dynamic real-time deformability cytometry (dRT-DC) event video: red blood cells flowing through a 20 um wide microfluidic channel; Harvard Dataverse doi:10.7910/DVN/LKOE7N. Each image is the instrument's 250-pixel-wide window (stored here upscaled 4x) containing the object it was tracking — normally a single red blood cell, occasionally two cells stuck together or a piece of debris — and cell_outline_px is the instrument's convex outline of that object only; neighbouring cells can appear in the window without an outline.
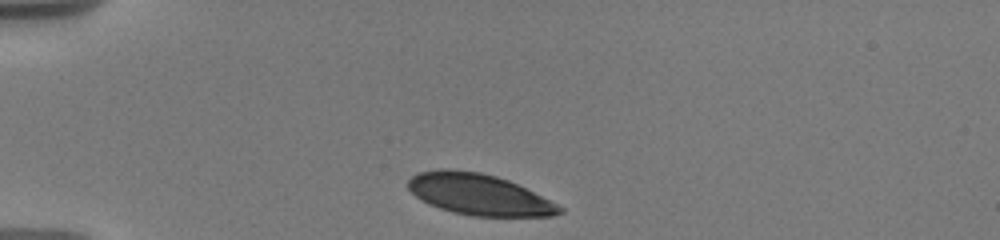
{"species": "human", "species_latin": "Homo sapiens", "temperature_condition": "warm", "stored_images_in_passage": 4, "camera_frame_rate_fps": 3000, "um_per_image_px": 0.085, "donor": {"sex": "male"}, "frame": {"image": 1, "passage_image": 1, "time_ms": 0.0, "image_size_px": [1000, 240], "cell_outline_px": [[564, 212], [552, 216], [472, 216], [452, 212], [428, 204], [416, 196], [408, 188], [408, 180], [416, 172], [440, 168], [444, 168], [480, 172], [496, 176], [508, 180], [564, 208]], "centroid_in_image_um": [40.66, 16.52], "position_along_channel_um": 44.3, "area_um2": 36.07}}
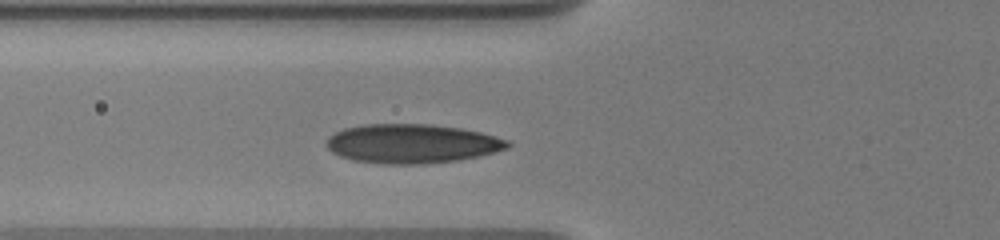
{"frame": {"image": 2, "passage_image": 4, "time_ms": 2.333, "image_size_px": [1000, 240], "cell_outline_px": [[512, 144], [508, 148], [480, 156], [456, 160], [420, 164], [388, 164], [352, 160], [340, 156], [332, 152], [328, 148], [328, 136], [344, 128], [364, 124], [432, 124], [460, 128], [480, 132], [508, 140]], "centroid_in_image_um": [35.02, 12.2], "position_along_channel_um": 90.8, "area_um2": 41.21}}